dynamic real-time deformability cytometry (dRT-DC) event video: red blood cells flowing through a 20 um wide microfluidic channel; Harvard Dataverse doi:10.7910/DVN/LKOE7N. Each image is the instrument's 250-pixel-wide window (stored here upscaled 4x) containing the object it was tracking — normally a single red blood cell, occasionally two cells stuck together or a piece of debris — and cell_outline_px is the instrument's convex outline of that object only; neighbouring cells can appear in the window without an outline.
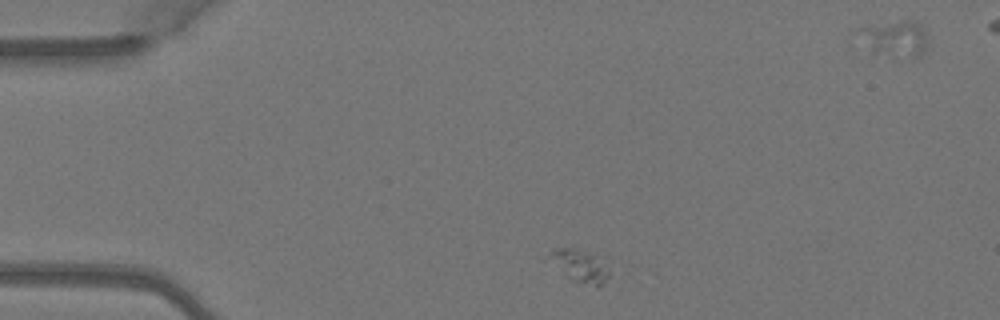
{"species": "Egyptian fruit bat (a non-hibernating species)", "species_latin": "Rousettus aegyptiacus", "temperature_condition": "warm", "stored_images_in_passage": 3, "segment_of_instrument_passage": [1, 2], "camera_frame_rate_fps": 3000, "um_per_image_px": 0.085, "animal": {"sex": "female"}, "frame": {"image": 1, "passage_image": 1, "time_ms": 0.0, "image_size_px": [1000, 320], "cell_outline_px": [[608, 276], [604, 284], [600, 288], [576, 284], [548, 256], [548, 252], [556, 248], [572, 248], [592, 256], [608, 272]], "centroid_in_image_um": [49.27, 22.69], "position_along_channel_um": 35.7, "area_um2": 10.52}}